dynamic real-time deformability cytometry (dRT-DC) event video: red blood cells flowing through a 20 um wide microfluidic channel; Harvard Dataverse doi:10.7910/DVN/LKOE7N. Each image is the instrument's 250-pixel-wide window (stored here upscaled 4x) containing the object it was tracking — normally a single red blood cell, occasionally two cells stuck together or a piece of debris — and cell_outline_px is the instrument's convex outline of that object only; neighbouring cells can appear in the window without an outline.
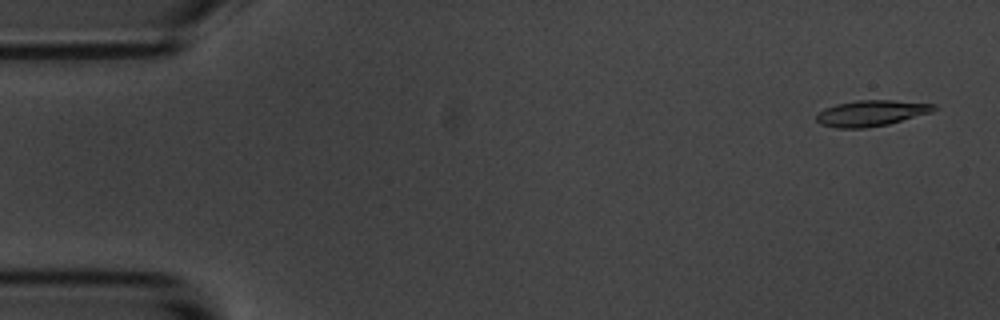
{"species": "common noctule bat (a hibernating species)", "species_latin": "Nyctalus noctula", "temperature_condition": "room temperature", "stored_images_in_passage": 6, "segment_of_instrument_passage": [1, 2], "camera_frame_rate_fps": 3000, "um_per_image_px": 0.085, "animal": {"sex": "male", "body_mass_g": 20.1, "forearm_length_mm": 53.5}, "frame": {"image": 1, "passage_image": 1, "time_ms": 0.0, "image_size_px": [1000, 320], "cell_outline_px": [[936, 108], [932, 112], [888, 124], [864, 128], [836, 128], [820, 124], [816, 120], [816, 112], [824, 108], [836, 104], [856, 100], [892, 100], [936, 104]], "centroid_in_image_um": [74.01, 9.61], "position_along_channel_um": 11.0, "area_um2": 17.8}}